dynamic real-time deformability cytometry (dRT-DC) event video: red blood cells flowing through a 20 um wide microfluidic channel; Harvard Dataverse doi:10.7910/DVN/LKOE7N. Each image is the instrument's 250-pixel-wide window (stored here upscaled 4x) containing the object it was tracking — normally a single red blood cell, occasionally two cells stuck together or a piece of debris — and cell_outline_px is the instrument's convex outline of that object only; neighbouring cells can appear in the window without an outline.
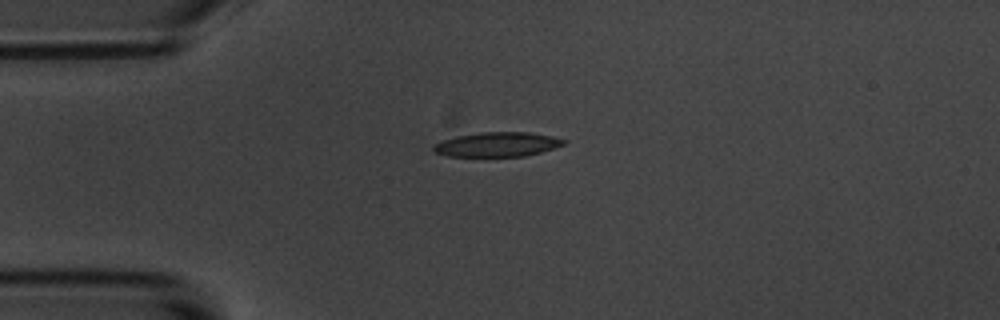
{"species": "common noctule bat (a hibernating species)", "species_latin": "Nyctalus noctula", "temperature_condition": "room temperature", "stored_images_in_passage": 3, "camera_frame_rate_fps": 3000, "um_per_image_px": 0.085, "animal": {"sex": "male", "body_mass_g": 20.1, "forearm_length_mm": 53.5}, "frame": {"image": 1, "passage_image": 1, "time_ms": 0.0, "image_size_px": [1000, 320], "cell_outline_px": [[568, 140], [564, 144], [540, 152], [524, 156], [448, 156], [436, 152], [432, 148], [436, 144], [444, 140], [456, 136], [484, 132], [528, 132], [552, 136]], "centroid_in_image_um": [42.3, 12.27], "position_along_channel_um": 42.7, "area_um2": 18.26}}